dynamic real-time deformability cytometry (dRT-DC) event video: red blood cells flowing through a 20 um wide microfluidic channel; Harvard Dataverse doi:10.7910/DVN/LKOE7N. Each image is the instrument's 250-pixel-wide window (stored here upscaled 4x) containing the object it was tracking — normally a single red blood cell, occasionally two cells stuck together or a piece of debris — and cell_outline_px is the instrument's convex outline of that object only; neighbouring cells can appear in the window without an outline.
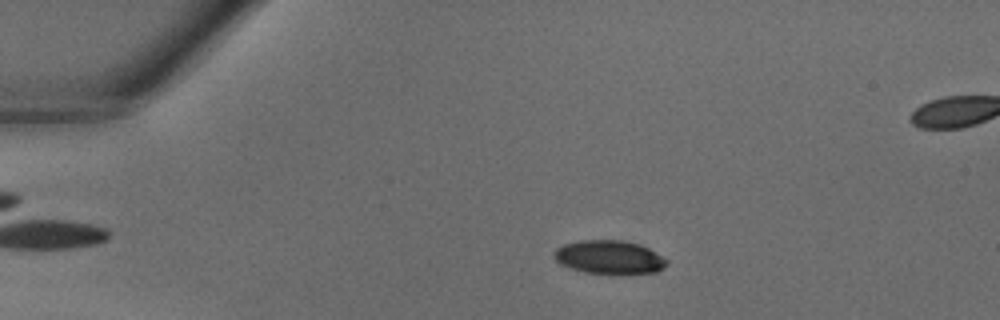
{"species": "common noctule bat (a hibernating species)", "species_latin": "Nyctalus noctula", "temperature_condition": "warm", "stored_images_in_passage": 40, "camera_frame_rate_fps": 3000, "um_per_image_px": 0.085, "animal": {"sex": "male", "body_mass_g": 18.8}, "frame": {"image": 1, "passage_image": 8, "time_ms": 2.333, "image_size_px": [1000, 320], "cell_outline_px": [[668, 264], [664, 268], [656, 272], [584, 272], [560, 264], [552, 256], [552, 252], [556, 248], [564, 244], [580, 240], [620, 240], [640, 244], [648, 248], [668, 260]], "centroid_in_image_um": [51.75, 21.83], "position_along_channel_um": 33.2, "area_um2": 21.62}}
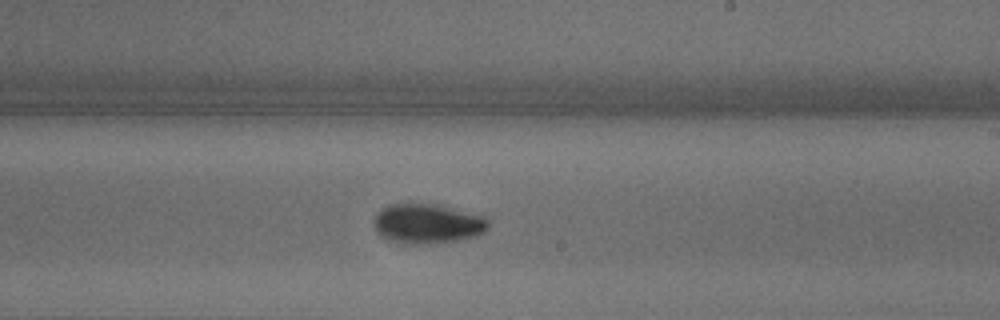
{"frame": {"image": 2, "passage_image": 24, "time_ms": 7.667, "image_size_px": [1000, 320], "cell_outline_px": [[488, 228], [484, 232], [476, 236], [444, 244], [404, 244], [388, 240], [380, 236], [376, 228], [376, 212], [388, 204], [436, 204], [484, 216], [488, 220]], "centroid_in_image_um": [36.35, 19.04], "position_along_channel_um": 252.6, "area_um2": 26.7}}
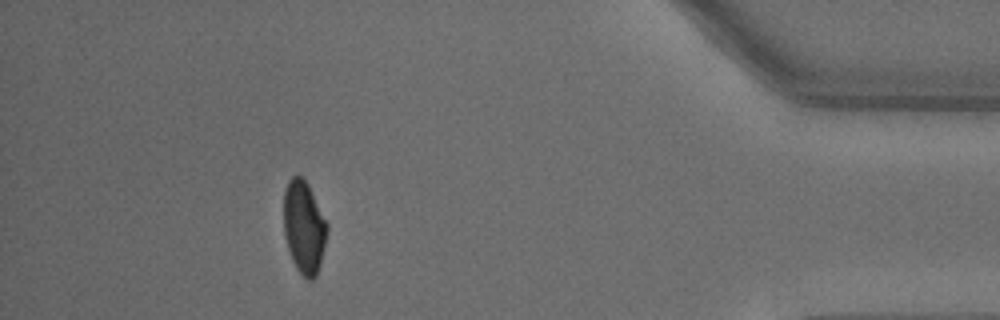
{"frame": {"image": 3, "passage_image": 36, "time_ms": 11.667, "image_size_px": [1000, 320], "cell_outline_px": [[328, 232], [320, 264], [316, 276], [312, 280], [308, 280], [296, 268], [292, 260], [284, 236], [284, 188], [288, 180], [292, 176], [300, 176], [308, 184], [328, 224]], "centroid_in_image_um": [25.84, 19.3], "position_along_channel_um": 409.4, "area_um2": 23.47}}